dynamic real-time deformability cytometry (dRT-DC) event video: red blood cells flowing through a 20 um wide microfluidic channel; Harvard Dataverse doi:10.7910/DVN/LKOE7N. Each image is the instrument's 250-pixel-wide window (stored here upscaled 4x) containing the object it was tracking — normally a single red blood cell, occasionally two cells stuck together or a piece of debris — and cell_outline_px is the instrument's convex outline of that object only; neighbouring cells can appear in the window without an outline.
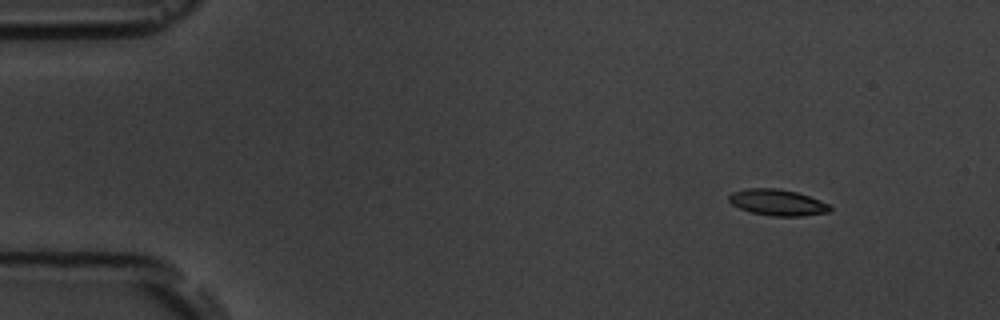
{"species": "common noctule bat (a hibernating species)", "species_latin": "Nyctalus noctula", "temperature_condition": "room temperature", "stored_images_in_passage": 5, "camera_frame_rate_fps": 3000, "um_per_image_px": 0.085, "animal": {"sex": "male", "body_mass_g": 19.5, "forearm_length_mm": 54.6}, "frame": {"image": 1, "passage_image": 1, "time_ms": 0.0, "image_size_px": [1000, 320], "cell_outline_px": [[832, 208], [828, 212], [800, 216], [772, 216], [752, 212], [740, 208], [732, 204], [728, 200], [728, 196], [732, 192], [748, 188], [780, 188], [796, 192], [820, 200], [828, 204]], "centroid_in_image_um": [66.07, 17.2], "position_along_channel_um": 18.9, "area_um2": 15.32}}
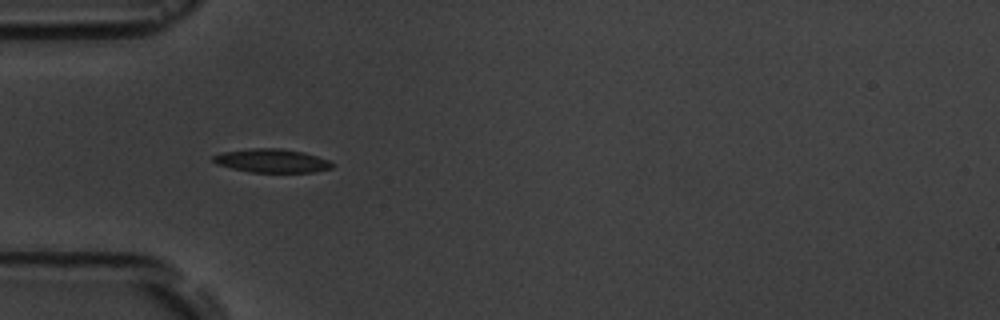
{"frame": {"image": 2, "passage_image": 4, "time_ms": 3.667, "image_size_px": [1000, 320], "cell_outline_px": [[336, 164], [332, 168], [312, 172], [252, 172], [232, 168], [216, 164], [212, 160], [212, 156], [224, 152], [252, 148], [284, 148], [304, 152], [328, 160]], "centroid_in_image_um": [23.13, 13.66], "position_along_channel_um": 61.9, "area_um2": 16.36}}
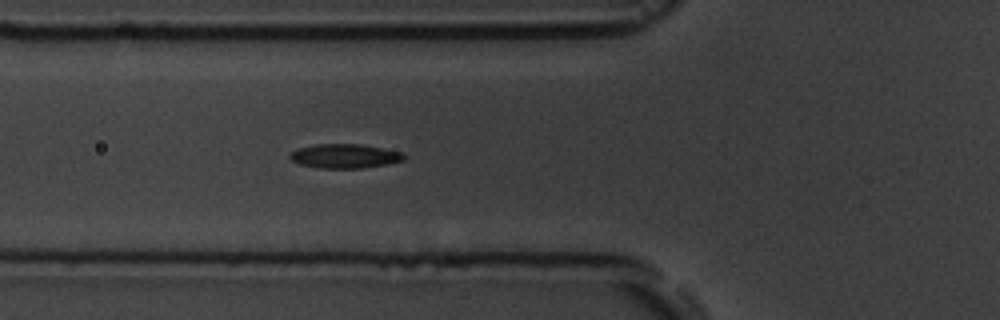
{"frame": {"image": 3, "passage_image": 5, "time_ms": 4.667, "image_size_px": [1000, 320], "cell_outline_px": [[408, 156], [404, 160], [388, 164], [364, 168], [320, 168], [300, 164], [292, 160], [288, 156], [296, 148], [316, 144], [360, 144], [404, 152]], "centroid_in_image_um": [29.34, 13.26], "position_along_channel_um": 96.5, "area_um2": 16.24}}